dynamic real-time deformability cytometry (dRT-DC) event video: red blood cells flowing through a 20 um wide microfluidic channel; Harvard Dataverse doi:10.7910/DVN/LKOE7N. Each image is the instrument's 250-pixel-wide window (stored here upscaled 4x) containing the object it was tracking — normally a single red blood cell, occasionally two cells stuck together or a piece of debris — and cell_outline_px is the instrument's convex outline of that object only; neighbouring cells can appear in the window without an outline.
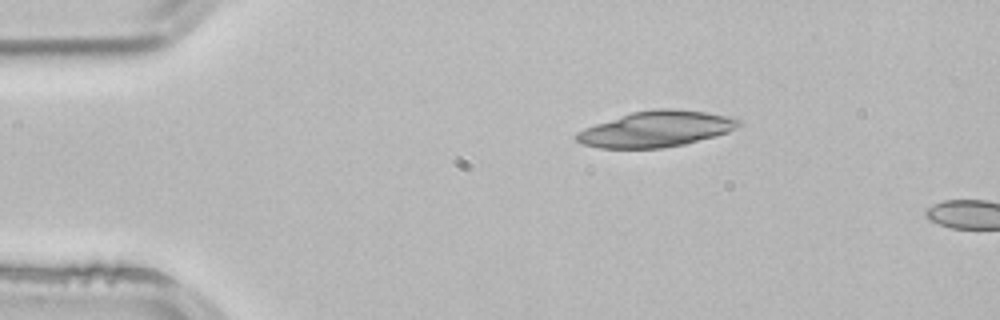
{"species": "common noctule bat (a hibernating species)", "species_latin": "Nyctalus noctula", "temperature_condition": "room temperature", "stored_images_in_passage": 2, "camera_frame_rate_fps": 3000, "um_per_image_px": 0.085, "animal": {"sex": "male", "body_mass_g": 21.5, "forearm_length_mm": 52.0}, "frame": {"image": 1, "passage_image": 1, "time_ms": 0.0, "image_size_px": [1000, 320], "cell_outline_px": [[744, 124], [728, 132], [684, 144], [664, 148], [600, 148], [580, 144], [576, 140], [576, 132], [584, 128], [632, 112], [656, 108], [672, 108], [704, 112], [728, 116], [740, 120]], "centroid_in_image_um": [55.77, 10.97], "position_along_channel_um": 29.2, "area_um2": 33.76}}